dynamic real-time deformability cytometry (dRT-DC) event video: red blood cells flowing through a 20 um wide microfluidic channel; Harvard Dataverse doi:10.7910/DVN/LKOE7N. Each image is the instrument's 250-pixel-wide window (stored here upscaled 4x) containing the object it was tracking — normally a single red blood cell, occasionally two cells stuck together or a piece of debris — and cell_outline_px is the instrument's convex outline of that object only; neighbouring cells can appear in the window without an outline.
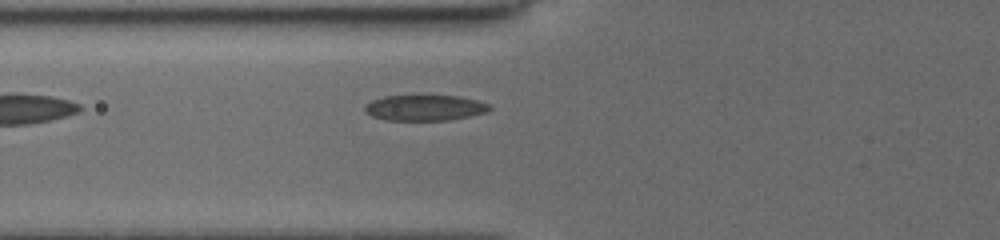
{"species": "common noctule bat (a hibernating species)", "species_latin": "Nyctalus noctula", "temperature_condition": "cold", "stored_images_in_passage": 5, "camera_frame_rate_fps": 3000, "um_per_image_px": 0.085, "animal": {"sex": "female", "body_mass_g": 19.5, "forearm_length_mm": 54.1}, "frame": {"image": 1, "passage_image": 5, "time_ms": 1.667, "image_size_px": [1000, 240], "cell_outline_px": [[492, 108], [488, 112], [448, 120], [384, 120], [372, 116], [364, 112], [364, 108], [372, 100], [384, 96], [456, 96], [476, 100], [492, 104]], "centroid_in_image_um": [36.12, 9.17], "position_along_channel_um": 89.7, "area_um2": 18.61}}